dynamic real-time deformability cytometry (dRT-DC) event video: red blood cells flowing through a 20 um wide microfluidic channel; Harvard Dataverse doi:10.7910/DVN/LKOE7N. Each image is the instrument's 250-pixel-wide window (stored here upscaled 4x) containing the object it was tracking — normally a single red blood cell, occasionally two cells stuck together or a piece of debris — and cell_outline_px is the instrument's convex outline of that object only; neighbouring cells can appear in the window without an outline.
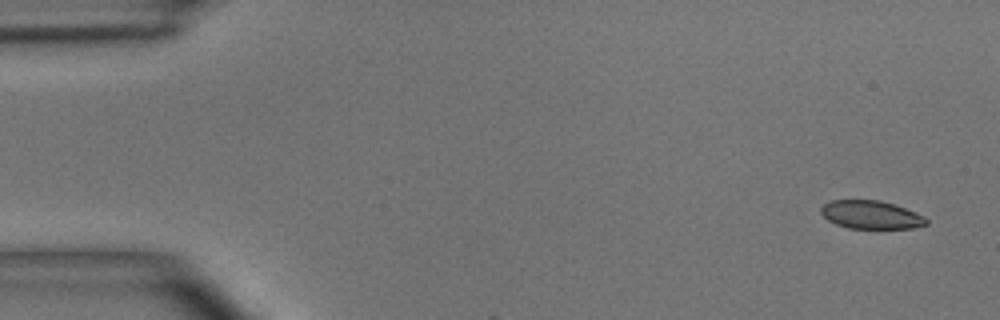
{"species": "common noctule bat (a hibernating species)", "species_latin": "Nyctalus noctula", "temperature_condition": "room temperature", "stored_images_in_passage": 2, "camera_frame_rate_fps": 3000, "um_per_image_px": 0.085, "animal": {"sex": "male", "body_mass_g": 15.6}, "frame": {"image": 1, "passage_image": 1, "time_ms": 0.0, "image_size_px": [1000, 320], "cell_outline_px": [[928, 224], [912, 228], [848, 228], [836, 224], [828, 220], [820, 212], [820, 208], [824, 204], [832, 200], [880, 200], [904, 208], [924, 216], [928, 220]], "centroid_in_image_um": [74.02, 18.25], "position_along_channel_um": 11.0, "area_um2": 17.17}}